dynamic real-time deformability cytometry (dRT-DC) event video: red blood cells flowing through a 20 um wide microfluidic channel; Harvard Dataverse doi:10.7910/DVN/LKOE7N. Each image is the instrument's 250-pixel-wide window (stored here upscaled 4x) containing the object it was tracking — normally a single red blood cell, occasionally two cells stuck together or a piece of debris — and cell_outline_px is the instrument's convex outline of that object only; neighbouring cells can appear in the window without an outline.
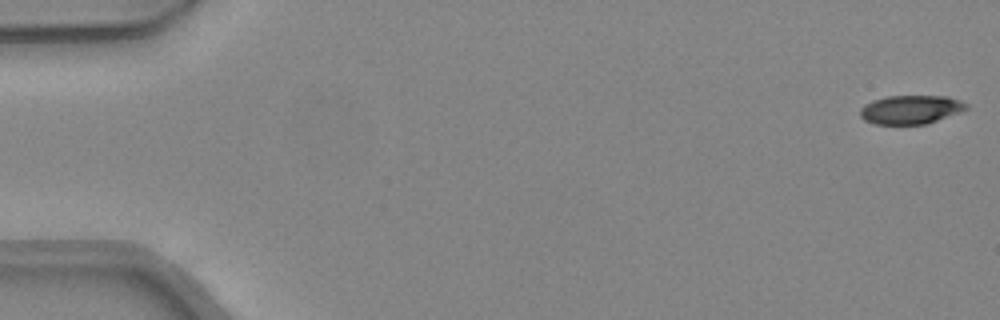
{"species": "common noctule bat (a hibernating species)", "species_latin": "Nyctalus noctula", "temperature_condition": "warm", "stored_images_in_passage": 8, "camera_frame_rate_fps": 3000, "um_per_image_px": 0.085, "animal": {"sex": "female", "body_mass_g": 24.6, "forearm_length_mm": 56.2}, "frame": {"image": 1, "passage_image": 1, "time_ms": 0.0, "image_size_px": [1000, 320], "cell_outline_px": [[968, 108], [960, 112], [928, 124], [872, 124], [864, 120], [860, 116], [860, 108], [864, 104], [872, 100], [884, 96], [948, 96], [960, 100], [968, 104]], "centroid_in_image_um": [77.4, 9.31], "position_along_channel_um": 7.6, "area_um2": 18.03}}